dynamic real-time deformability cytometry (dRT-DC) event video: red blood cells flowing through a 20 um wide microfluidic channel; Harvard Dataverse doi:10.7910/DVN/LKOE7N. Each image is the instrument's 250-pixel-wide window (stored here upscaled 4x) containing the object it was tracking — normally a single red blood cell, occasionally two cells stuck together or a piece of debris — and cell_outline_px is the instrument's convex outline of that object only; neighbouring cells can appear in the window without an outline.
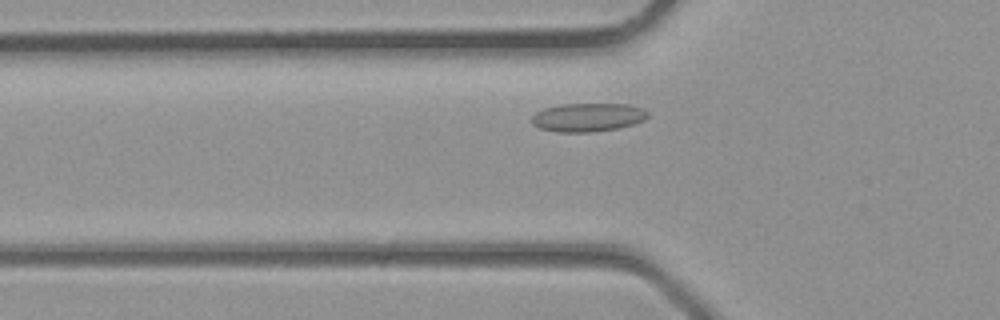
{"species": "common noctule bat (a hibernating species)", "species_latin": "Nyctalus noctula", "temperature_condition": "room temperature", "stored_images_in_passage": 5, "camera_frame_rate_fps": 3000, "um_per_image_px": 0.085, "animal": {"sex": "male", "body_mass_g": 23.1, "forearm_length_mm": 52.7}, "frame": {"image": 1, "passage_image": 5, "time_ms": 1.333, "image_size_px": [1000, 320], "cell_outline_px": [[648, 116], [644, 120], [620, 128], [592, 132], [556, 132], [540, 128], [532, 124], [532, 116], [536, 112], [544, 108], [560, 104], [628, 104], [644, 108], [648, 112]], "centroid_in_image_um": [49.97, 9.97], "position_along_channel_um": 75.8, "area_um2": 19.42}}